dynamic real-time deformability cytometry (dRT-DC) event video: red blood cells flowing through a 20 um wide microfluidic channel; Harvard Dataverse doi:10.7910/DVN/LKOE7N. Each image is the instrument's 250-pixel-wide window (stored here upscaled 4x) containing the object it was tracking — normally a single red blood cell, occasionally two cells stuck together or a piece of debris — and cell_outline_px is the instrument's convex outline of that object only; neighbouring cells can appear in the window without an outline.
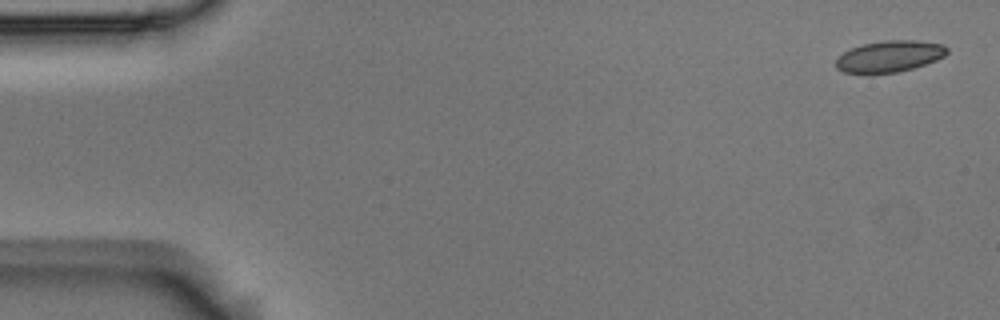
{"species": "Egyptian fruit bat (a non-hibernating species)", "species_latin": "Rousettus aegyptiacus", "temperature_condition": "room temperature", "stored_images_in_passage": 5, "camera_frame_rate_fps": 3000, "um_per_image_px": 0.085, "animal": {"sex": "male"}, "frame": {"image": 1, "passage_image": 1, "time_ms": 0.0, "image_size_px": [1000, 320], "cell_outline_px": [[948, 52], [944, 56], [936, 60], [900, 72], [868, 76], [844, 72], [836, 68], [836, 60], [844, 52], [852, 48], [864, 44], [884, 40], [920, 40], [944, 44], [948, 48]], "centroid_in_image_um": [75.6, 4.82], "position_along_channel_um": 9.4, "area_um2": 20.87}}
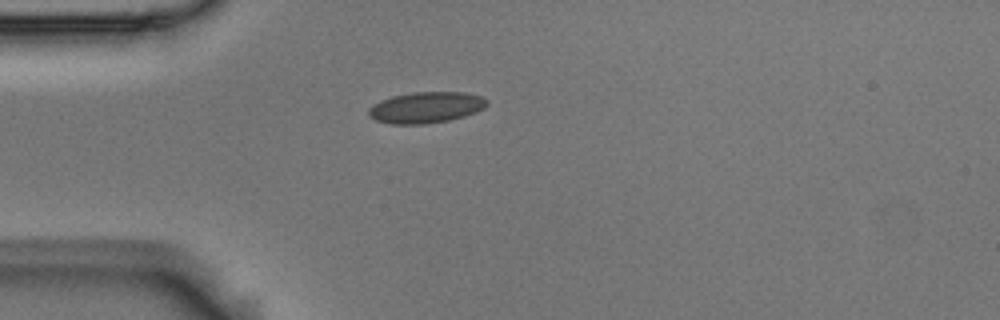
{"frame": {"image": 2, "passage_image": 4, "time_ms": 1.0, "image_size_px": [1000, 320], "cell_outline_px": [[488, 104], [484, 108], [476, 112], [464, 116], [448, 120], [420, 124], [392, 124], [376, 120], [368, 116], [368, 108], [372, 104], [380, 100], [392, 96], [412, 92], [464, 92], [480, 96], [488, 100]], "centroid_in_image_um": [36.19, 9.12], "position_along_channel_um": 48.8, "area_um2": 21.5}}